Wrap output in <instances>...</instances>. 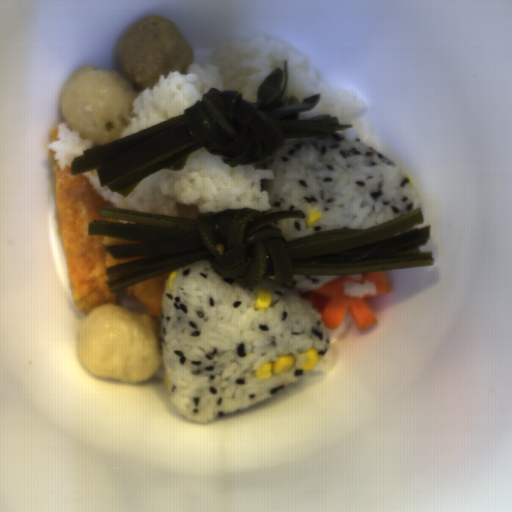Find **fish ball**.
I'll return each mask as SVG.
<instances>
[{"instance_id":"2","label":"fish ball","mask_w":512,"mask_h":512,"mask_svg":"<svg viewBox=\"0 0 512 512\" xmlns=\"http://www.w3.org/2000/svg\"><path fill=\"white\" fill-rule=\"evenodd\" d=\"M140 93L118 70L84 67L63 86L61 117L68 131L90 145L107 144L121 139Z\"/></svg>"},{"instance_id":"1","label":"fish ball","mask_w":512,"mask_h":512,"mask_svg":"<svg viewBox=\"0 0 512 512\" xmlns=\"http://www.w3.org/2000/svg\"><path fill=\"white\" fill-rule=\"evenodd\" d=\"M161 324L117 302L92 308L79 326L78 355L92 375L143 383L163 365Z\"/></svg>"}]
</instances>
